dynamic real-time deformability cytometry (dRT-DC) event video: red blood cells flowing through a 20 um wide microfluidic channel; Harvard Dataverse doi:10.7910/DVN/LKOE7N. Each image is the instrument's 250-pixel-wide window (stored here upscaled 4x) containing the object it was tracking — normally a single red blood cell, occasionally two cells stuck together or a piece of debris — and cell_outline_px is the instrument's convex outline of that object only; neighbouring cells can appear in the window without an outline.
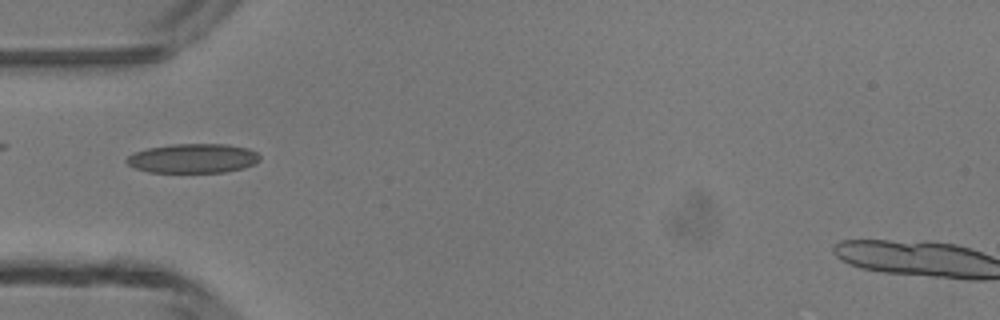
{"species": "common noctule bat (a hibernating species)", "species_latin": "Nyctalus noctula", "temperature_condition": "room temperature", "stored_images_in_passage": 1, "camera_frame_rate_fps": 3000, "um_per_image_px": 0.085, "animal": {"sex": "male", "body_mass_g": 13.3}, "frame": {"image": 1, "passage_image": 1, "time_ms": 0.0, "image_size_px": [1000, 320], "cell_outline_px": [[260, 160], [244, 168], [224, 172], [148, 172], [136, 168], [128, 164], [124, 160], [132, 152], [148, 148], [172, 144], [228, 144], [248, 148], [256, 152], [260, 156]], "centroid_in_image_um": [16.39, 13.45], "position_along_channel_um": 68.6, "area_um2": 22.83}}